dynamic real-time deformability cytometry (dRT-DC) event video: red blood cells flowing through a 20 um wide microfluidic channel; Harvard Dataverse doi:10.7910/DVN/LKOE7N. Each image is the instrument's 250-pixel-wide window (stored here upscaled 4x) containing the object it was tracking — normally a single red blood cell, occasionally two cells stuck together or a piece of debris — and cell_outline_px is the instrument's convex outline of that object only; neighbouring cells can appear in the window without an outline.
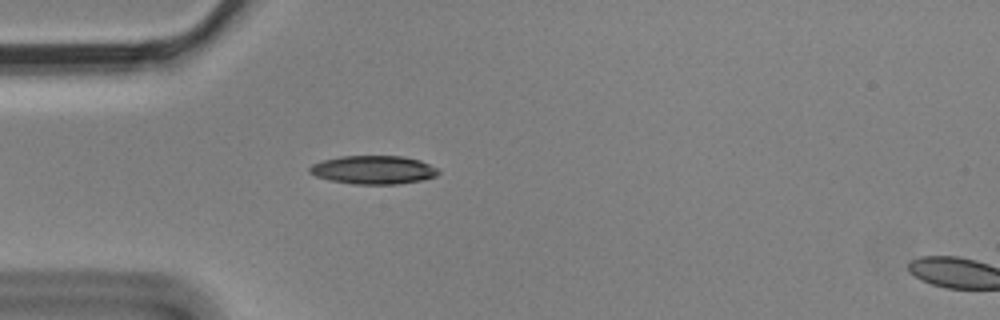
{"species": "Egyptian fruit bat (a non-hibernating species)", "species_latin": "Rousettus aegyptiacus", "temperature_condition": "cold", "stored_images_in_passage": 2, "segment_of_instrument_passage": [1, 2], "camera_frame_rate_fps": 3000, "um_per_image_px": 0.085, "animal": {"sex": "male"}, "frame": {"image": 1, "passage_image": 1, "time_ms": 0.0, "image_size_px": [1000, 320], "cell_outline_px": [[440, 172], [436, 176], [420, 180], [396, 184], [352, 184], [328, 180], [316, 176], [308, 172], [308, 168], [312, 164], [324, 160], [340, 156], [404, 156], [420, 160], [440, 168]], "centroid_in_image_um": [31.75, 14.43], "position_along_channel_um": 53.3, "area_um2": 21.5}}